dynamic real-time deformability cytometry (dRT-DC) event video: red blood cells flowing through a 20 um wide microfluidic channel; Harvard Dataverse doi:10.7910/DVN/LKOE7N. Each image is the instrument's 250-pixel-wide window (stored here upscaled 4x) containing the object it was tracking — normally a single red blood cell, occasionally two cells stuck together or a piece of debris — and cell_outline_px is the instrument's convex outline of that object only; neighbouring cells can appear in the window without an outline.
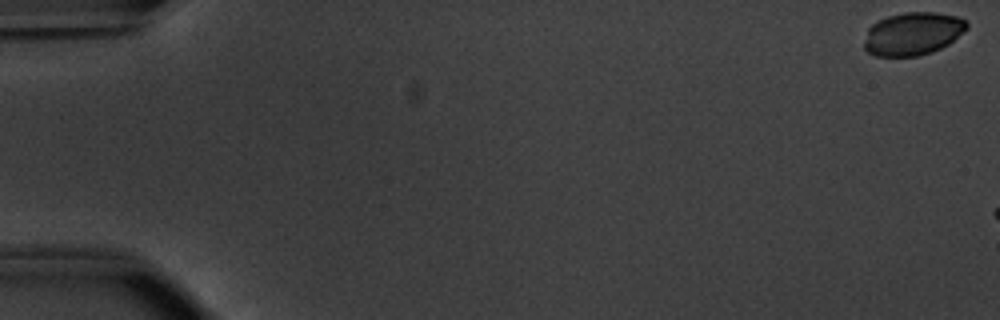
{"species": "common noctule bat (a hibernating species)", "species_latin": "Nyctalus noctula", "temperature_condition": "warm", "stored_images_in_passage": 7, "camera_frame_rate_fps": 3000, "um_per_image_px": 0.085, "animal": {"sex": "male", "body_mass_g": 20.1, "forearm_length_mm": 53.5}, "frame": {"image": 1, "passage_image": 1, "time_ms": 0.0, "image_size_px": [1000, 320], "cell_outline_px": [[968, 28], [964, 32], [948, 44], [932, 52], [920, 56], [876, 56], [868, 52], [864, 48], [864, 40], [868, 28], [872, 24], [888, 16], [904, 12], [936, 12], [956, 16], [964, 20], [968, 24]], "centroid_in_image_um": [77.58, 2.87], "position_along_channel_um": 7.4, "area_um2": 25.72}}